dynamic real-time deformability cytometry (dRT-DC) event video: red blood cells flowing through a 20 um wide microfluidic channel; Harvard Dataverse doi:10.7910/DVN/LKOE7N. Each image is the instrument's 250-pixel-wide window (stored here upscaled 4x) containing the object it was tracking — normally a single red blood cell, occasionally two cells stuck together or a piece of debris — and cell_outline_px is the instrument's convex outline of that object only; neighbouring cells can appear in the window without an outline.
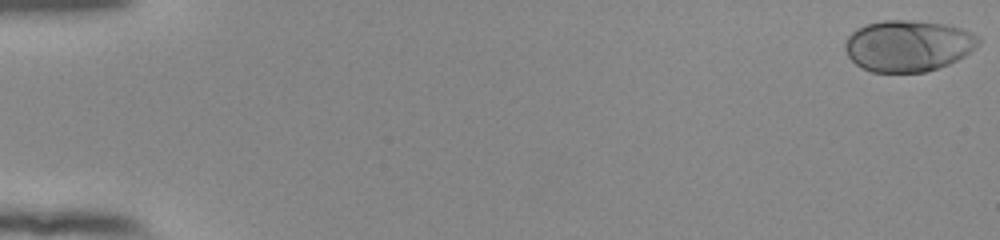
{"species": "human", "species_latin": "Homo sapiens", "temperature_condition": "room temperature", "stored_images_in_passage": 55, "camera_frame_rate_fps": 3000, "um_per_image_px": 0.085, "donor": {"sex": "female"}, "frame": {"image": 1, "passage_image": 1, "time_ms": 0.0, "image_size_px": [1000, 240], "cell_outline_px": [[980, 44], [976, 48], [964, 56], [948, 64], [924, 72], [872, 72], [856, 64], [848, 56], [844, 48], [844, 44], [848, 36], [856, 28], [868, 24], [884, 20], [912, 20], [944, 24], [960, 28], [972, 32], [980, 36]], "centroid_in_image_um": [77.2, 3.88], "position_along_channel_um": 7.8, "area_um2": 39.94}}
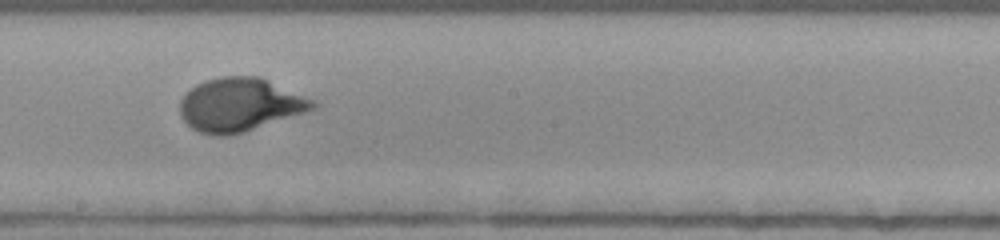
{"frame": {"image": 2, "passage_image": 32, "time_ms": 10.333, "image_size_px": [1000, 240], "cell_outline_px": [[320, 104], [316, 108], [244, 132], [224, 136], [216, 136], [200, 132], [192, 128], [180, 116], [180, 100], [196, 84], [220, 76], [260, 76], [316, 100]], "centroid_in_image_um": [20.42, 8.89], "position_along_channel_um": 227.8, "area_um2": 41.27}}
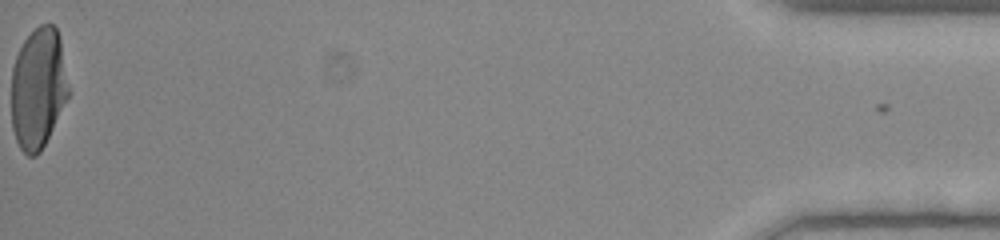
{"frame": {"image": 3, "passage_image": 55, "time_ms": 18.0, "image_size_px": [1000, 240], "cell_outline_px": [[68, 96], [40, 152], [36, 156], [28, 156], [20, 148], [16, 140], [12, 128], [12, 68], [16, 56], [24, 40], [40, 24], [52, 24], [56, 28], [60, 36], [68, 88]], "centroid_in_image_um": [3.23, 7.49], "position_along_channel_um": 432.0, "area_um2": 39.77}, "authors_computed_cell_mechanics": {"area_um2": 39.7664, "velocity_mm_per_s": 3.8533, "shape_relaxation_time_tau1_ms": 3.197, "shape_relaxation_time_tau2_ms": null, "deformation_change_tau1": 0.1942, "deformation_change_tau2": null}}